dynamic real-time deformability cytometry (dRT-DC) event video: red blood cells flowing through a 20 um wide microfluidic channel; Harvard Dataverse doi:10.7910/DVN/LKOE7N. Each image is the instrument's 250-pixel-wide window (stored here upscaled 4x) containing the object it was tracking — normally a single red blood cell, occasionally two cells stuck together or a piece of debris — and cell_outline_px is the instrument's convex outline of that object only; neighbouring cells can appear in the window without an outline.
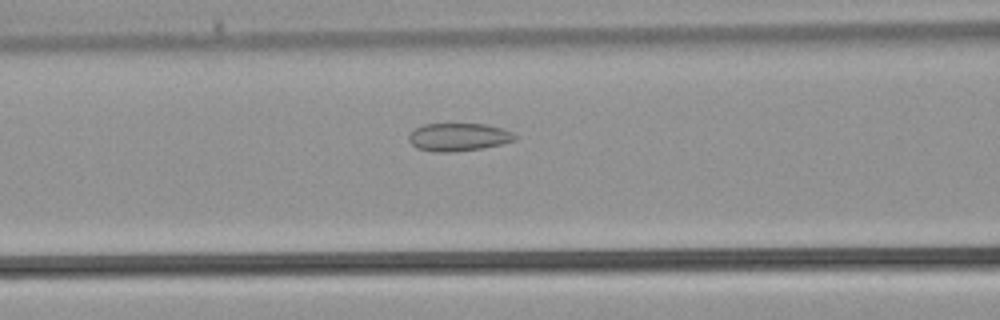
{"species": "common noctule bat (a hibernating species)", "species_latin": "Nyctalus noctula", "temperature_condition": "warm", "stored_images_in_passage": 24, "camera_frame_rate_fps": 3000, "um_per_image_px": 0.085, "animal": {"sex": "male", "body_mass_g": 21.5, "forearm_length_mm": 52.0}, "frame": {"image": 1, "passage_image": 5, "time_ms": 1.333, "image_size_px": [1000, 320], "cell_outline_px": [[516, 140], [500, 144], [480, 148], [456, 152], [436, 152], [416, 148], [408, 140], [408, 136], [416, 128], [424, 124], [484, 124], [504, 128], [512, 132], [516, 136]], "centroid_in_image_um": [38.97, 11.65], "position_along_channel_um": 127.6, "area_um2": 17.22}}
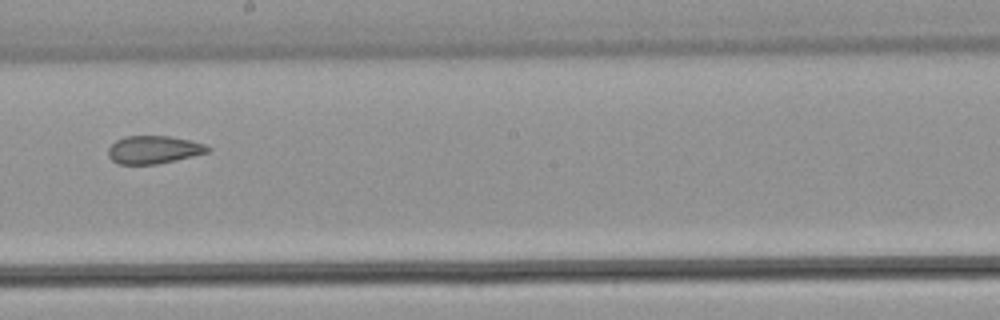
{"frame": {"image": 2, "passage_image": 11, "time_ms": 3.333, "image_size_px": [1000, 320], "cell_outline_px": [[212, 148], [208, 152], [176, 160], [156, 164], [116, 164], [108, 156], [108, 148], [116, 140], [124, 136], [168, 136], [192, 140], [204, 144]], "centroid_in_image_um": [13.05, 12.72], "position_along_channel_um": 235.1, "area_um2": 16.24}}
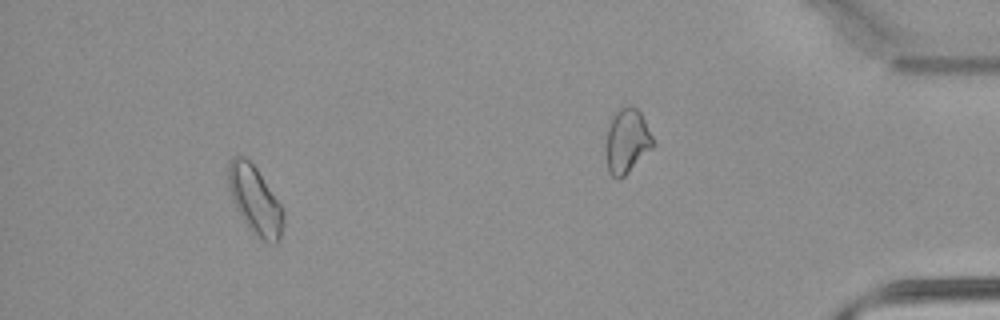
{"frame": {"image": 3, "passage_image": 20, "time_ms": 6.333, "image_size_px": [1000, 320], "cell_outline_px": [[284, 228], [280, 240], [276, 244], [272, 244], [256, 236], [248, 228], [232, 200], [228, 188], [228, 164], [232, 156], [244, 156], [256, 168], [284, 208]], "centroid_in_image_um": [21.7, 17.04], "position_along_channel_um": 413.5, "area_um2": 22.08}}